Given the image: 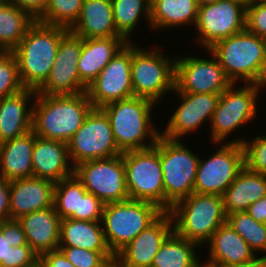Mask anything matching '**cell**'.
Masks as SVG:
<instances>
[{
  "instance_id": "obj_1",
  "label": "cell",
  "mask_w": 266,
  "mask_h": 267,
  "mask_svg": "<svg viewBox=\"0 0 266 267\" xmlns=\"http://www.w3.org/2000/svg\"><path fill=\"white\" fill-rule=\"evenodd\" d=\"M35 101L32 117L35 135L66 144L94 108L86 92L75 95L37 94Z\"/></svg>"
},
{
  "instance_id": "obj_2",
  "label": "cell",
  "mask_w": 266,
  "mask_h": 267,
  "mask_svg": "<svg viewBox=\"0 0 266 267\" xmlns=\"http://www.w3.org/2000/svg\"><path fill=\"white\" fill-rule=\"evenodd\" d=\"M67 27L48 25L36 20L19 45L12 51L24 88L38 90L50 75L61 38Z\"/></svg>"
},
{
  "instance_id": "obj_3",
  "label": "cell",
  "mask_w": 266,
  "mask_h": 267,
  "mask_svg": "<svg viewBox=\"0 0 266 267\" xmlns=\"http://www.w3.org/2000/svg\"><path fill=\"white\" fill-rule=\"evenodd\" d=\"M154 105L157 104L149 99L133 96L101 108L109 118L114 140L122 153L156 144L161 131L151 120Z\"/></svg>"
},
{
  "instance_id": "obj_4",
  "label": "cell",
  "mask_w": 266,
  "mask_h": 267,
  "mask_svg": "<svg viewBox=\"0 0 266 267\" xmlns=\"http://www.w3.org/2000/svg\"><path fill=\"white\" fill-rule=\"evenodd\" d=\"M169 212L174 231L199 246L206 244L227 219L223 196L214 194L192 193L177 202Z\"/></svg>"
},
{
  "instance_id": "obj_5",
  "label": "cell",
  "mask_w": 266,
  "mask_h": 267,
  "mask_svg": "<svg viewBox=\"0 0 266 267\" xmlns=\"http://www.w3.org/2000/svg\"><path fill=\"white\" fill-rule=\"evenodd\" d=\"M209 50L232 83L256 84L259 80L265 61L266 39L245 29L218 41Z\"/></svg>"
},
{
  "instance_id": "obj_6",
  "label": "cell",
  "mask_w": 266,
  "mask_h": 267,
  "mask_svg": "<svg viewBox=\"0 0 266 267\" xmlns=\"http://www.w3.org/2000/svg\"><path fill=\"white\" fill-rule=\"evenodd\" d=\"M163 212L157 205L139 200L105 204L101 223L112 254L115 256Z\"/></svg>"
},
{
  "instance_id": "obj_7",
  "label": "cell",
  "mask_w": 266,
  "mask_h": 267,
  "mask_svg": "<svg viewBox=\"0 0 266 267\" xmlns=\"http://www.w3.org/2000/svg\"><path fill=\"white\" fill-rule=\"evenodd\" d=\"M160 46L144 50L134 43L132 45L131 82L134 96L156 104L175 89V57L171 59L164 55Z\"/></svg>"
},
{
  "instance_id": "obj_8",
  "label": "cell",
  "mask_w": 266,
  "mask_h": 267,
  "mask_svg": "<svg viewBox=\"0 0 266 267\" xmlns=\"http://www.w3.org/2000/svg\"><path fill=\"white\" fill-rule=\"evenodd\" d=\"M200 158L180 140H171L160 135L164 212H169L177 202L194 193Z\"/></svg>"
},
{
  "instance_id": "obj_9",
  "label": "cell",
  "mask_w": 266,
  "mask_h": 267,
  "mask_svg": "<svg viewBox=\"0 0 266 267\" xmlns=\"http://www.w3.org/2000/svg\"><path fill=\"white\" fill-rule=\"evenodd\" d=\"M123 162L129 199L151 202L164 211L160 136L150 148L124 152Z\"/></svg>"
},
{
  "instance_id": "obj_10",
  "label": "cell",
  "mask_w": 266,
  "mask_h": 267,
  "mask_svg": "<svg viewBox=\"0 0 266 267\" xmlns=\"http://www.w3.org/2000/svg\"><path fill=\"white\" fill-rule=\"evenodd\" d=\"M235 87L233 83L221 93L209 125L211 140L218 146L237 128L257 117V96L261 93L257 85L244 83L243 87Z\"/></svg>"
},
{
  "instance_id": "obj_11",
  "label": "cell",
  "mask_w": 266,
  "mask_h": 267,
  "mask_svg": "<svg viewBox=\"0 0 266 267\" xmlns=\"http://www.w3.org/2000/svg\"><path fill=\"white\" fill-rule=\"evenodd\" d=\"M67 147L73 167L84 161L122 154L114 140L109 118L101 108L90 111Z\"/></svg>"
},
{
  "instance_id": "obj_12",
  "label": "cell",
  "mask_w": 266,
  "mask_h": 267,
  "mask_svg": "<svg viewBox=\"0 0 266 267\" xmlns=\"http://www.w3.org/2000/svg\"><path fill=\"white\" fill-rule=\"evenodd\" d=\"M74 174L83 183L85 189L104 204L129 199L123 153L81 162L74 167Z\"/></svg>"
},
{
  "instance_id": "obj_13",
  "label": "cell",
  "mask_w": 266,
  "mask_h": 267,
  "mask_svg": "<svg viewBox=\"0 0 266 267\" xmlns=\"http://www.w3.org/2000/svg\"><path fill=\"white\" fill-rule=\"evenodd\" d=\"M244 167L242 144L225 141L210 158L199 160L194 193L223 196Z\"/></svg>"
},
{
  "instance_id": "obj_14",
  "label": "cell",
  "mask_w": 266,
  "mask_h": 267,
  "mask_svg": "<svg viewBox=\"0 0 266 267\" xmlns=\"http://www.w3.org/2000/svg\"><path fill=\"white\" fill-rule=\"evenodd\" d=\"M197 42L204 49L246 29V7L233 0L199 6L195 24ZM200 40V41H199Z\"/></svg>"
},
{
  "instance_id": "obj_15",
  "label": "cell",
  "mask_w": 266,
  "mask_h": 267,
  "mask_svg": "<svg viewBox=\"0 0 266 267\" xmlns=\"http://www.w3.org/2000/svg\"><path fill=\"white\" fill-rule=\"evenodd\" d=\"M211 59L194 55L175 58V89L173 92L222 93L233 83L227 77L215 55Z\"/></svg>"
},
{
  "instance_id": "obj_16",
  "label": "cell",
  "mask_w": 266,
  "mask_h": 267,
  "mask_svg": "<svg viewBox=\"0 0 266 267\" xmlns=\"http://www.w3.org/2000/svg\"><path fill=\"white\" fill-rule=\"evenodd\" d=\"M128 42L87 87L94 108L134 96L131 82L132 44Z\"/></svg>"
},
{
  "instance_id": "obj_17",
  "label": "cell",
  "mask_w": 266,
  "mask_h": 267,
  "mask_svg": "<svg viewBox=\"0 0 266 267\" xmlns=\"http://www.w3.org/2000/svg\"><path fill=\"white\" fill-rule=\"evenodd\" d=\"M82 46L83 38L70 31L61 38L50 75L37 90V94L75 95L87 91L78 74V60Z\"/></svg>"
},
{
  "instance_id": "obj_18",
  "label": "cell",
  "mask_w": 266,
  "mask_h": 267,
  "mask_svg": "<svg viewBox=\"0 0 266 267\" xmlns=\"http://www.w3.org/2000/svg\"><path fill=\"white\" fill-rule=\"evenodd\" d=\"M181 104L172 111L166 128L161 135L171 140H180L186 134L202 127L206 120L211 122L221 93H185L173 92Z\"/></svg>"
},
{
  "instance_id": "obj_19",
  "label": "cell",
  "mask_w": 266,
  "mask_h": 267,
  "mask_svg": "<svg viewBox=\"0 0 266 267\" xmlns=\"http://www.w3.org/2000/svg\"><path fill=\"white\" fill-rule=\"evenodd\" d=\"M53 205L61 220L102 221L104 203L89 193L74 174L54 185Z\"/></svg>"
},
{
  "instance_id": "obj_20",
  "label": "cell",
  "mask_w": 266,
  "mask_h": 267,
  "mask_svg": "<svg viewBox=\"0 0 266 267\" xmlns=\"http://www.w3.org/2000/svg\"><path fill=\"white\" fill-rule=\"evenodd\" d=\"M173 231L172 215L163 212L115 255L116 267H151L161 245Z\"/></svg>"
},
{
  "instance_id": "obj_21",
  "label": "cell",
  "mask_w": 266,
  "mask_h": 267,
  "mask_svg": "<svg viewBox=\"0 0 266 267\" xmlns=\"http://www.w3.org/2000/svg\"><path fill=\"white\" fill-rule=\"evenodd\" d=\"M55 183L37 177L10 181V219L53 206Z\"/></svg>"
},
{
  "instance_id": "obj_22",
  "label": "cell",
  "mask_w": 266,
  "mask_h": 267,
  "mask_svg": "<svg viewBox=\"0 0 266 267\" xmlns=\"http://www.w3.org/2000/svg\"><path fill=\"white\" fill-rule=\"evenodd\" d=\"M27 244L40 258L44 253L59 248L61 218L54 205L19 217Z\"/></svg>"
},
{
  "instance_id": "obj_23",
  "label": "cell",
  "mask_w": 266,
  "mask_h": 267,
  "mask_svg": "<svg viewBox=\"0 0 266 267\" xmlns=\"http://www.w3.org/2000/svg\"><path fill=\"white\" fill-rule=\"evenodd\" d=\"M70 161L66 143L36 136L32 152L33 177L54 183L66 179L74 175Z\"/></svg>"
},
{
  "instance_id": "obj_24",
  "label": "cell",
  "mask_w": 266,
  "mask_h": 267,
  "mask_svg": "<svg viewBox=\"0 0 266 267\" xmlns=\"http://www.w3.org/2000/svg\"><path fill=\"white\" fill-rule=\"evenodd\" d=\"M209 259L206 265H236L257 263L256 256L247 242L228 224H222L207 242Z\"/></svg>"
},
{
  "instance_id": "obj_25",
  "label": "cell",
  "mask_w": 266,
  "mask_h": 267,
  "mask_svg": "<svg viewBox=\"0 0 266 267\" xmlns=\"http://www.w3.org/2000/svg\"><path fill=\"white\" fill-rule=\"evenodd\" d=\"M36 95V90L24 88L15 95L0 99V138L3 142L32 130L31 102L34 103Z\"/></svg>"
},
{
  "instance_id": "obj_26",
  "label": "cell",
  "mask_w": 266,
  "mask_h": 267,
  "mask_svg": "<svg viewBox=\"0 0 266 267\" xmlns=\"http://www.w3.org/2000/svg\"><path fill=\"white\" fill-rule=\"evenodd\" d=\"M127 43L123 37L83 39L82 51L78 60V74L81 83L87 88Z\"/></svg>"
},
{
  "instance_id": "obj_27",
  "label": "cell",
  "mask_w": 266,
  "mask_h": 267,
  "mask_svg": "<svg viewBox=\"0 0 266 267\" xmlns=\"http://www.w3.org/2000/svg\"><path fill=\"white\" fill-rule=\"evenodd\" d=\"M69 31L83 39L122 37L114 25L112 4L104 0H84L80 15Z\"/></svg>"
},
{
  "instance_id": "obj_28",
  "label": "cell",
  "mask_w": 266,
  "mask_h": 267,
  "mask_svg": "<svg viewBox=\"0 0 266 267\" xmlns=\"http://www.w3.org/2000/svg\"><path fill=\"white\" fill-rule=\"evenodd\" d=\"M36 135L33 130L3 142L0 150V176L12 181L33 177L32 152Z\"/></svg>"
},
{
  "instance_id": "obj_29",
  "label": "cell",
  "mask_w": 266,
  "mask_h": 267,
  "mask_svg": "<svg viewBox=\"0 0 266 267\" xmlns=\"http://www.w3.org/2000/svg\"><path fill=\"white\" fill-rule=\"evenodd\" d=\"M266 196V175L244 167L223 195L224 212L227 215L246 211L247 208Z\"/></svg>"
},
{
  "instance_id": "obj_30",
  "label": "cell",
  "mask_w": 266,
  "mask_h": 267,
  "mask_svg": "<svg viewBox=\"0 0 266 267\" xmlns=\"http://www.w3.org/2000/svg\"><path fill=\"white\" fill-rule=\"evenodd\" d=\"M198 8L197 0H151V29L195 26Z\"/></svg>"
},
{
  "instance_id": "obj_31",
  "label": "cell",
  "mask_w": 266,
  "mask_h": 267,
  "mask_svg": "<svg viewBox=\"0 0 266 267\" xmlns=\"http://www.w3.org/2000/svg\"><path fill=\"white\" fill-rule=\"evenodd\" d=\"M101 221L63 219L60 223L59 246H71L90 251H110Z\"/></svg>"
},
{
  "instance_id": "obj_32",
  "label": "cell",
  "mask_w": 266,
  "mask_h": 267,
  "mask_svg": "<svg viewBox=\"0 0 266 267\" xmlns=\"http://www.w3.org/2000/svg\"><path fill=\"white\" fill-rule=\"evenodd\" d=\"M36 19L8 0H0V46L13 51Z\"/></svg>"
},
{
  "instance_id": "obj_33",
  "label": "cell",
  "mask_w": 266,
  "mask_h": 267,
  "mask_svg": "<svg viewBox=\"0 0 266 267\" xmlns=\"http://www.w3.org/2000/svg\"><path fill=\"white\" fill-rule=\"evenodd\" d=\"M198 246L173 231L161 245L151 267H198L203 263L197 259Z\"/></svg>"
},
{
  "instance_id": "obj_34",
  "label": "cell",
  "mask_w": 266,
  "mask_h": 267,
  "mask_svg": "<svg viewBox=\"0 0 266 267\" xmlns=\"http://www.w3.org/2000/svg\"><path fill=\"white\" fill-rule=\"evenodd\" d=\"M150 3L151 0H113L111 3L115 28L127 42L140 17L146 18L150 28Z\"/></svg>"
},
{
  "instance_id": "obj_35",
  "label": "cell",
  "mask_w": 266,
  "mask_h": 267,
  "mask_svg": "<svg viewBox=\"0 0 266 267\" xmlns=\"http://www.w3.org/2000/svg\"><path fill=\"white\" fill-rule=\"evenodd\" d=\"M226 222L247 242L253 252L266 253V224L255 221L246 211L227 215Z\"/></svg>"
},
{
  "instance_id": "obj_36",
  "label": "cell",
  "mask_w": 266,
  "mask_h": 267,
  "mask_svg": "<svg viewBox=\"0 0 266 267\" xmlns=\"http://www.w3.org/2000/svg\"><path fill=\"white\" fill-rule=\"evenodd\" d=\"M84 0H48L44 12L36 19L48 25L68 29L78 19Z\"/></svg>"
},
{
  "instance_id": "obj_37",
  "label": "cell",
  "mask_w": 266,
  "mask_h": 267,
  "mask_svg": "<svg viewBox=\"0 0 266 267\" xmlns=\"http://www.w3.org/2000/svg\"><path fill=\"white\" fill-rule=\"evenodd\" d=\"M23 89L13 52H3L0 55V99L15 95Z\"/></svg>"
},
{
  "instance_id": "obj_38",
  "label": "cell",
  "mask_w": 266,
  "mask_h": 267,
  "mask_svg": "<svg viewBox=\"0 0 266 267\" xmlns=\"http://www.w3.org/2000/svg\"><path fill=\"white\" fill-rule=\"evenodd\" d=\"M232 140L226 139L227 143H239L243 146L245 167L250 171L266 175V136H255L251 142L242 138Z\"/></svg>"
},
{
  "instance_id": "obj_39",
  "label": "cell",
  "mask_w": 266,
  "mask_h": 267,
  "mask_svg": "<svg viewBox=\"0 0 266 267\" xmlns=\"http://www.w3.org/2000/svg\"><path fill=\"white\" fill-rule=\"evenodd\" d=\"M58 249L75 267H105L115 260L111 251H90L71 246H59Z\"/></svg>"
},
{
  "instance_id": "obj_40",
  "label": "cell",
  "mask_w": 266,
  "mask_h": 267,
  "mask_svg": "<svg viewBox=\"0 0 266 267\" xmlns=\"http://www.w3.org/2000/svg\"><path fill=\"white\" fill-rule=\"evenodd\" d=\"M246 29L266 39V0H255L246 8Z\"/></svg>"
},
{
  "instance_id": "obj_41",
  "label": "cell",
  "mask_w": 266,
  "mask_h": 267,
  "mask_svg": "<svg viewBox=\"0 0 266 267\" xmlns=\"http://www.w3.org/2000/svg\"><path fill=\"white\" fill-rule=\"evenodd\" d=\"M7 267H39V257L29 245L10 247Z\"/></svg>"
},
{
  "instance_id": "obj_42",
  "label": "cell",
  "mask_w": 266,
  "mask_h": 267,
  "mask_svg": "<svg viewBox=\"0 0 266 267\" xmlns=\"http://www.w3.org/2000/svg\"><path fill=\"white\" fill-rule=\"evenodd\" d=\"M0 230L3 234H7V239L12 247L28 245L24 230L17 219L0 221Z\"/></svg>"
},
{
  "instance_id": "obj_43",
  "label": "cell",
  "mask_w": 266,
  "mask_h": 267,
  "mask_svg": "<svg viewBox=\"0 0 266 267\" xmlns=\"http://www.w3.org/2000/svg\"><path fill=\"white\" fill-rule=\"evenodd\" d=\"M39 267H75L59 250L44 253L39 258Z\"/></svg>"
},
{
  "instance_id": "obj_44",
  "label": "cell",
  "mask_w": 266,
  "mask_h": 267,
  "mask_svg": "<svg viewBox=\"0 0 266 267\" xmlns=\"http://www.w3.org/2000/svg\"><path fill=\"white\" fill-rule=\"evenodd\" d=\"M10 181L0 176V221L10 220Z\"/></svg>"
},
{
  "instance_id": "obj_45",
  "label": "cell",
  "mask_w": 266,
  "mask_h": 267,
  "mask_svg": "<svg viewBox=\"0 0 266 267\" xmlns=\"http://www.w3.org/2000/svg\"><path fill=\"white\" fill-rule=\"evenodd\" d=\"M19 8L28 11L37 19L45 10L48 0H8Z\"/></svg>"
},
{
  "instance_id": "obj_46",
  "label": "cell",
  "mask_w": 266,
  "mask_h": 267,
  "mask_svg": "<svg viewBox=\"0 0 266 267\" xmlns=\"http://www.w3.org/2000/svg\"><path fill=\"white\" fill-rule=\"evenodd\" d=\"M246 212L255 221L266 224V196L251 204Z\"/></svg>"
},
{
  "instance_id": "obj_47",
  "label": "cell",
  "mask_w": 266,
  "mask_h": 267,
  "mask_svg": "<svg viewBox=\"0 0 266 267\" xmlns=\"http://www.w3.org/2000/svg\"><path fill=\"white\" fill-rule=\"evenodd\" d=\"M11 245L7 239V234L0 230V267H7V254Z\"/></svg>"
},
{
  "instance_id": "obj_48",
  "label": "cell",
  "mask_w": 266,
  "mask_h": 267,
  "mask_svg": "<svg viewBox=\"0 0 266 267\" xmlns=\"http://www.w3.org/2000/svg\"><path fill=\"white\" fill-rule=\"evenodd\" d=\"M257 87L261 91L262 88L266 87V54H265V61L263 65V69L260 74V78L256 83Z\"/></svg>"
},
{
  "instance_id": "obj_49",
  "label": "cell",
  "mask_w": 266,
  "mask_h": 267,
  "mask_svg": "<svg viewBox=\"0 0 266 267\" xmlns=\"http://www.w3.org/2000/svg\"><path fill=\"white\" fill-rule=\"evenodd\" d=\"M209 267H258L257 263L236 264V265H208Z\"/></svg>"
},
{
  "instance_id": "obj_50",
  "label": "cell",
  "mask_w": 266,
  "mask_h": 267,
  "mask_svg": "<svg viewBox=\"0 0 266 267\" xmlns=\"http://www.w3.org/2000/svg\"><path fill=\"white\" fill-rule=\"evenodd\" d=\"M257 265L258 267H266V254H264L262 257H258Z\"/></svg>"
},
{
  "instance_id": "obj_51",
  "label": "cell",
  "mask_w": 266,
  "mask_h": 267,
  "mask_svg": "<svg viewBox=\"0 0 266 267\" xmlns=\"http://www.w3.org/2000/svg\"><path fill=\"white\" fill-rule=\"evenodd\" d=\"M235 2H238L240 4H242L244 7H248L250 6L255 0H233Z\"/></svg>"
},
{
  "instance_id": "obj_52",
  "label": "cell",
  "mask_w": 266,
  "mask_h": 267,
  "mask_svg": "<svg viewBox=\"0 0 266 267\" xmlns=\"http://www.w3.org/2000/svg\"><path fill=\"white\" fill-rule=\"evenodd\" d=\"M218 0H197V3L199 6L205 5V4H210V3H214Z\"/></svg>"
},
{
  "instance_id": "obj_53",
  "label": "cell",
  "mask_w": 266,
  "mask_h": 267,
  "mask_svg": "<svg viewBox=\"0 0 266 267\" xmlns=\"http://www.w3.org/2000/svg\"><path fill=\"white\" fill-rule=\"evenodd\" d=\"M105 267H116V261L111 260Z\"/></svg>"
},
{
  "instance_id": "obj_54",
  "label": "cell",
  "mask_w": 266,
  "mask_h": 267,
  "mask_svg": "<svg viewBox=\"0 0 266 267\" xmlns=\"http://www.w3.org/2000/svg\"><path fill=\"white\" fill-rule=\"evenodd\" d=\"M198 267H209L208 265H206V264H200Z\"/></svg>"
},
{
  "instance_id": "obj_55",
  "label": "cell",
  "mask_w": 266,
  "mask_h": 267,
  "mask_svg": "<svg viewBox=\"0 0 266 267\" xmlns=\"http://www.w3.org/2000/svg\"><path fill=\"white\" fill-rule=\"evenodd\" d=\"M5 52V50L0 46V55Z\"/></svg>"
},
{
  "instance_id": "obj_56",
  "label": "cell",
  "mask_w": 266,
  "mask_h": 267,
  "mask_svg": "<svg viewBox=\"0 0 266 267\" xmlns=\"http://www.w3.org/2000/svg\"><path fill=\"white\" fill-rule=\"evenodd\" d=\"M2 145H3V141H2L1 138H0V150H1V148H2Z\"/></svg>"
},
{
  "instance_id": "obj_57",
  "label": "cell",
  "mask_w": 266,
  "mask_h": 267,
  "mask_svg": "<svg viewBox=\"0 0 266 267\" xmlns=\"http://www.w3.org/2000/svg\"><path fill=\"white\" fill-rule=\"evenodd\" d=\"M104 1H108V2H110V3H112V2H113V0H104Z\"/></svg>"
}]
</instances>
